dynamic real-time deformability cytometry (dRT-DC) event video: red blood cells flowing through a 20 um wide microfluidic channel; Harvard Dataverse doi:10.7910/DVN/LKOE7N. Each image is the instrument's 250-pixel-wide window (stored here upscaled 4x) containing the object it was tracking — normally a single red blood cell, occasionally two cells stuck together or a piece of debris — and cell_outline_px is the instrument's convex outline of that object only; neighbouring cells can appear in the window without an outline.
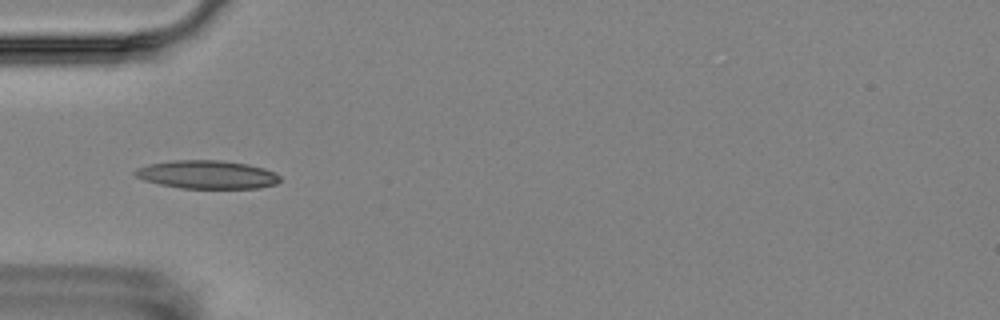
{"species": "Egyptian fruit bat (a non-hibernating species)", "species_latin": "Rousettus aegyptiacus", "temperature_condition": "room temperature", "stored_images_in_passage": 8, "camera_frame_rate_fps": 3000, "um_per_image_px": 0.085, "animal": {"sex": "female"}, "frame": {"image": 1, "passage_image": 5, "time_ms": 4.667, "image_size_px": [1000, 320], "cell_outline_px": [[280, 180], [276, 184], [260, 188], [180, 188], [160, 184], [144, 180], [136, 176], [132, 172], [136, 168], [148, 164], [172, 160], [220, 160], [248, 164], [264, 168], [276, 172], [280, 176]], "centroid_in_image_um": [17.61, 14.83], "position_along_channel_um": 67.4, "area_um2": 24.04}}
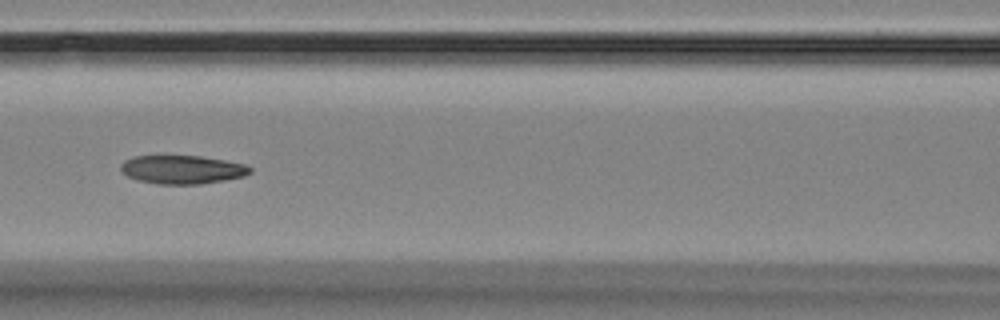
{"frame": {"image": 2, "passage_image": 7, "time_ms": 7.0, "image_size_px": [1000, 320], "cell_outline_px": [[252, 172], [244, 176], [224, 180], [200, 184], [156, 184], [136, 180], [128, 176], [120, 168], [120, 164], [124, 160], [136, 156], [200, 156], [224, 160], [244, 164], [252, 168]], "centroid_in_image_um": [15.48, 14.42], "position_along_channel_um": 151.1, "area_um2": 21.44}}
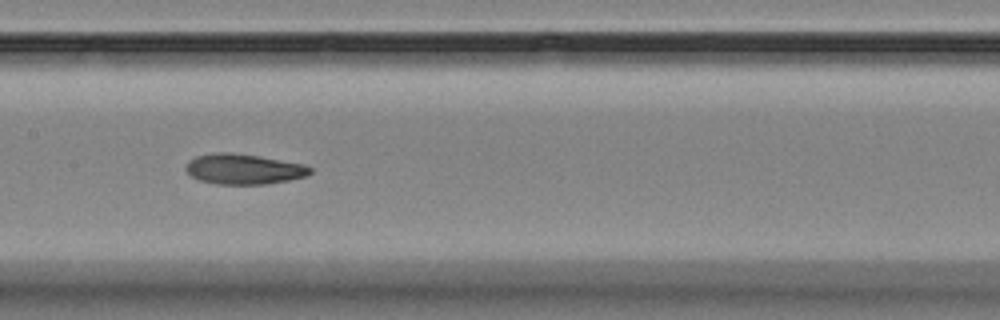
{"frame": {"image": 3, "passage_image": 8, "time_ms": 8.0, "image_size_px": [1000, 320], "cell_outline_px": [[312, 172], [308, 176], [288, 180], [264, 184], [216, 184], [196, 180], [184, 168], [188, 160], [196, 156], [212, 152], [232, 152], [260, 156], [304, 164], [312, 168]], "centroid_in_image_um": [20.69, 14.36], "position_along_channel_um": 186.7, "area_um2": 22.25}}